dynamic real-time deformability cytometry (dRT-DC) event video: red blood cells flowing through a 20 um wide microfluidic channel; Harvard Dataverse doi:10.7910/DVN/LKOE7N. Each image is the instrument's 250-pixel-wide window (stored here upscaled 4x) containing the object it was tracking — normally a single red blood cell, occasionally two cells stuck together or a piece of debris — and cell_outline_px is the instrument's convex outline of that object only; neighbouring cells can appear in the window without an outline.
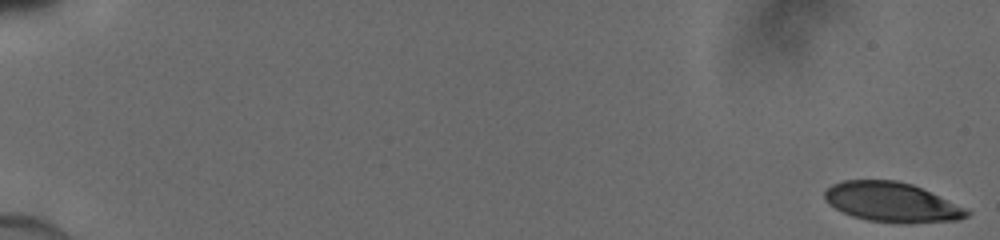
{"species": "human", "species_latin": "Homo sapiens", "temperature_condition": "cold", "stored_images_in_passage": 51, "camera_frame_rate_fps": 3000, "um_per_image_px": 0.085, "donor": {"sex": "male"}, "frame": {"image": 1, "passage_image": 1, "time_ms": 0.0, "image_size_px": [1000, 240], "cell_outline_px": [[972, 212], [968, 216], [960, 220], [904, 224], [868, 220], [852, 216], [836, 208], [824, 196], [824, 192], [832, 184], [844, 180], [896, 180], [912, 184], [968, 208]], "centroid_in_image_um": [75.88, 17.19], "position_along_channel_um": 9.1, "area_um2": 32.89}}
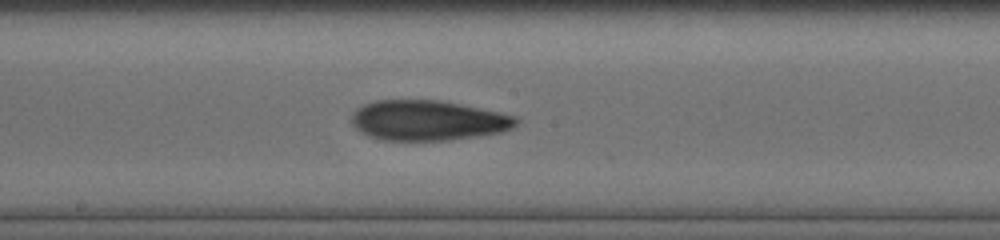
{"frame": {"image": 2, "passage_image": 30, "time_ms": 9.667, "image_size_px": [1000, 240], "cell_outline_px": [[520, 120], [512, 128], [500, 132], [476, 136], [448, 140], [384, 140], [360, 132], [352, 124], [352, 112], [356, 108], [364, 104], [376, 100], [440, 100], [500, 112], [516, 116]], "centroid_in_image_um": [36.37, 10.22], "position_along_channel_um": 211.8, "area_um2": 38.38}}
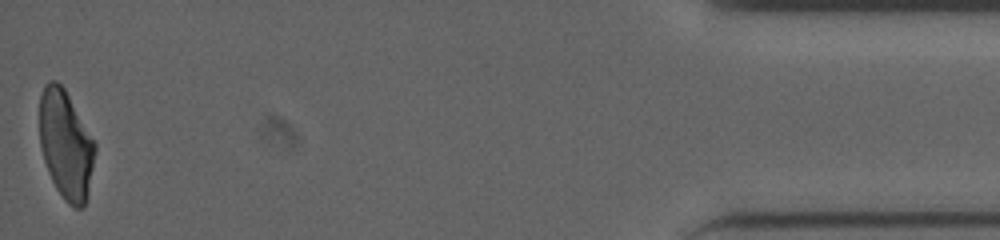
{"frame": {"image": 3, "passage_image": 51, "time_ms": 16.667, "image_size_px": [1000, 240], "cell_outline_px": [[96, 152], [88, 196], [84, 208], [72, 208], [64, 200], [56, 188], [48, 172], [44, 160], [40, 144], [40, 96], [44, 84], [48, 80], [56, 80], [64, 88], [96, 144]], "centroid_in_image_um": [5.6, 12.33], "position_along_channel_um": 429.6, "area_um2": 35.26}}